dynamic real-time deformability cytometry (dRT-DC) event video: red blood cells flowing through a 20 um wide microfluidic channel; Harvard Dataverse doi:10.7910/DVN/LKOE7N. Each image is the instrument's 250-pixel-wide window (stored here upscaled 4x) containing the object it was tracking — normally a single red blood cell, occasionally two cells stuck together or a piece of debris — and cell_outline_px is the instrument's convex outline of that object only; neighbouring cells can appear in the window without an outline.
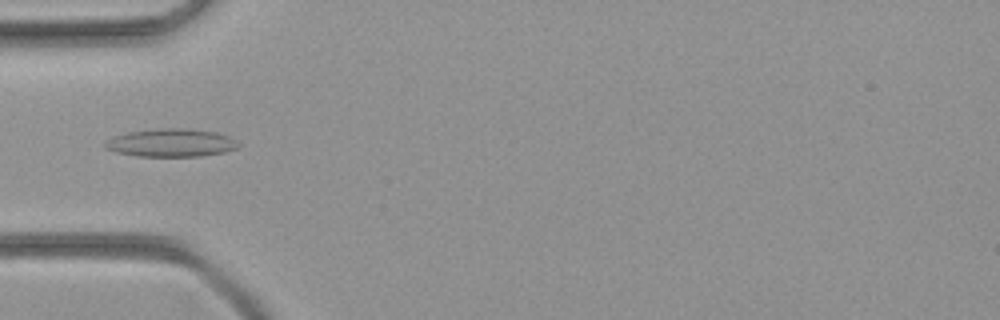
{"species": "common noctule bat (a hibernating species)", "species_latin": "Nyctalus noctula", "temperature_condition": "room temperature", "stored_images_in_passage": 49, "camera_frame_rate_fps": 3000, "um_per_image_px": 0.085, "animal": {"sex": "female", "body_mass_g": 21.9}, "frame": {"image": 1, "passage_image": 16, "time_ms": 5.0, "image_size_px": [1000, 320], "cell_outline_px": [[240, 144], [236, 148], [224, 152], [200, 156], [136, 156], [116, 152], [104, 148], [104, 144], [112, 136], [128, 132], [160, 128], [184, 128], [216, 132], [228, 136], [236, 140]], "centroid_in_image_um": [14.52, 12.13], "position_along_channel_um": 70.5, "area_um2": 21.73}}
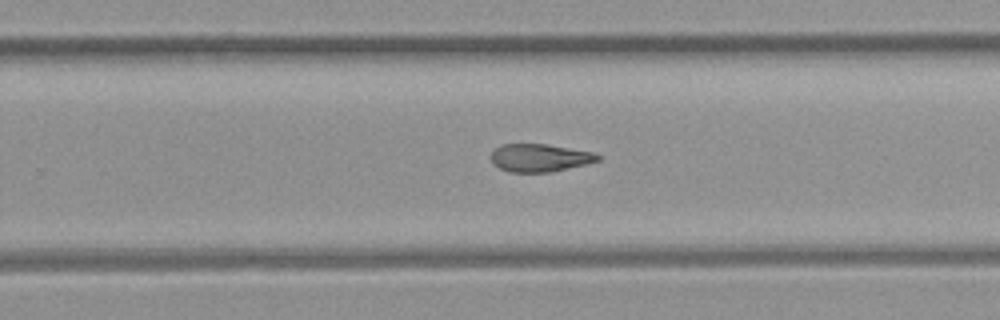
{"frame": {"image": 2, "passage_image": 31, "time_ms": 10.0, "image_size_px": [1000, 320], "cell_outline_px": [[600, 160], [588, 164], [548, 172], [508, 172], [492, 164], [492, 152], [500, 144], [548, 144], [592, 152], [600, 156]], "centroid_in_image_um": [45.87, 13.41], "position_along_channel_um": 283.9, "area_um2": 17.28}}
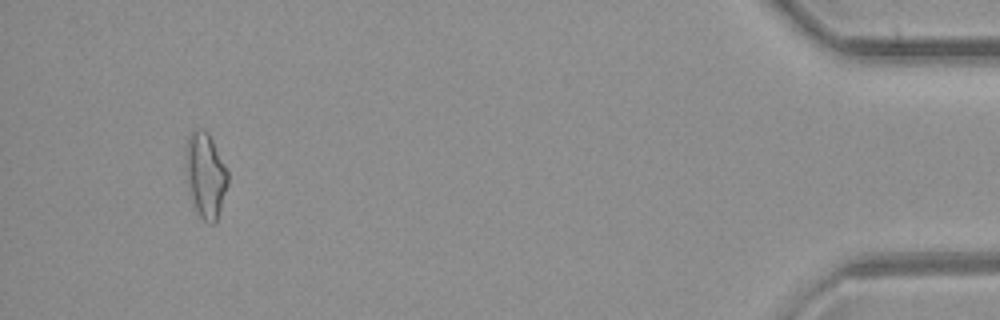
{"frame": {"image": 3, "passage_image": 46, "time_ms": 15.0, "image_size_px": [1000, 320], "cell_outline_px": [[228, 184], [216, 220], [212, 224], [204, 220], [200, 216], [196, 208], [188, 188], [184, 164], [184, 156], [188, 136], [192, 132], [200, 128], [204, 128], [208, 132], [228, 172]], "centroid_in_image_um": [17.44, 14.84], "position_along_channel_um": 417.8, "area_um2": 20.69}}